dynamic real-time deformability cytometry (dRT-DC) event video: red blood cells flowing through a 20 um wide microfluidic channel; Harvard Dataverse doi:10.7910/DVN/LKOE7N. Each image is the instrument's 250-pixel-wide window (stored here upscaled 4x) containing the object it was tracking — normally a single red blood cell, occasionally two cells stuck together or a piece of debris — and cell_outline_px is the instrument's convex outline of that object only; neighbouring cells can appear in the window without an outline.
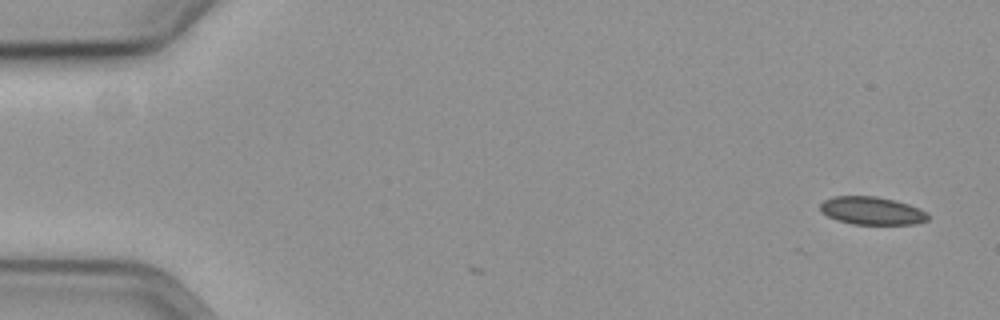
{"species": "common noctule bat (a hibernating species)", "species_latin": "Nyctalus noctula", "temperature_condition": "cold", "stored_images_in_passage": 3, "camera_frame_rate_fps": 3000, "um_per_image_px": 0.085, "animal": {"sex": "female", "body_mass_g": 19.3, "forearm_length_mm": 54.1}, "frame": {"image": 1, "passage_image": 3, "time_ms": 0.667, "image_size_px": [1000, 320], "cell_outline_px": [[928, 220], [912, 224], [852, 224], [836, 220], [820, 212], [820, 204], [824, 200], [832, 196], [876, 196], [908, 204], [920, 208], [928, 212]], "centroid_in_image_um": [74.08, 17.91], "position_along_channel_um": 10.9, "area_um2": 17.57}}